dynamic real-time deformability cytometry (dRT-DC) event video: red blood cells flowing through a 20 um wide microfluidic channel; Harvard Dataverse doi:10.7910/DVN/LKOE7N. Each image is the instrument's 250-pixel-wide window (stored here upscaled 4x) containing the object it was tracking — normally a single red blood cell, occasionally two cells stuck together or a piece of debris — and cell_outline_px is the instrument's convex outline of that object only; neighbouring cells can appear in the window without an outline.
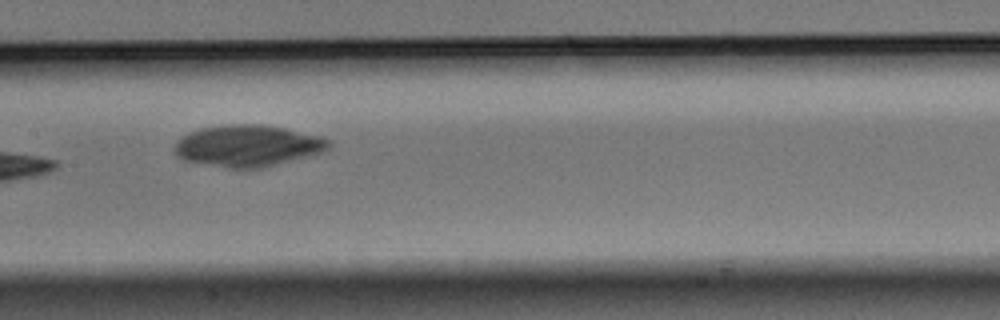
{"species": "Egyptian fruit bat (a non-hibernating species)", "species_latin": "Rousettus aegyptiacus", "temperature_condition": "warm", "stored_images_in_passage": 7, "camera_frame_rate_fps": 3000, "um_per_image_px": 0.085, "animal": {"sex": "male"}, "frame": {"image": 1, "passage_image": 4, "time_ms": 1.0, "image_size_px": [1000, 320], "cell_outline_px": [[332, 144], [324, 152], [260, 168], [228, 168], [188, 160], [180, 156], [176, 152], [176, 140], [180, 136], [188, 132], [200, 128], [224, 124], [264, 124], [284, 128], [320, 136], [328, 140]], "centroid_in_image_um": [21.08, 12.37], "position_along_channel_um": 186.3, "area_um2": 37.05}}
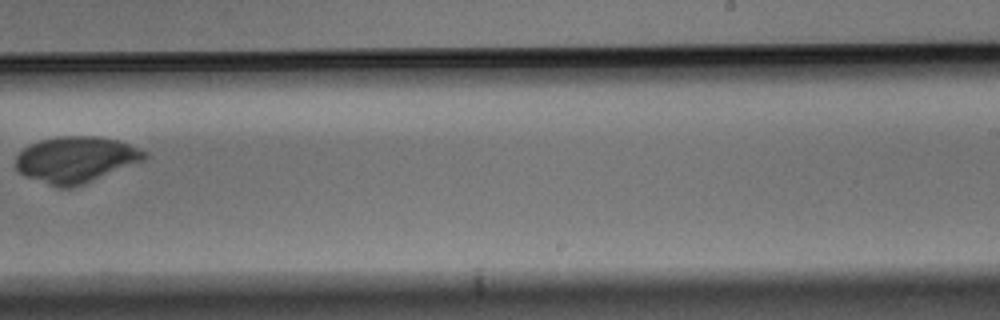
{"frame": {"image": 2, "passage_image": 6, "time_ms": 1.667, "image_size_px": [1000, 320], "cell_outline_px": [[148, 156], [144, 160], [84, 184], [72, 188], [56, 188], [24, 176], [16, 168], [16, 156], [28, 144], [40, 140], [56, 136], [100, 136], [120, 140], [148, 152]], "centroid_in_image_um": [6.44, 13.56], "position_along_channel_um": 282.6, "area_um2": 35.03}}
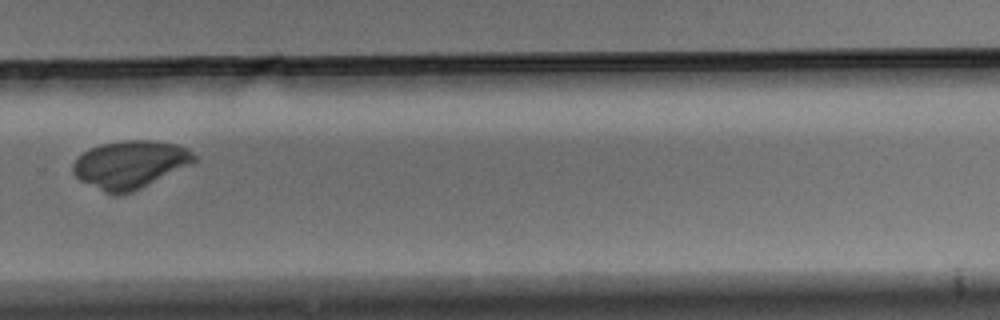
{"frame": {"image": 3, "passage_image": 7, "time_ms": 2.0, "image_size_px": [1000, 320], "cell_outline_px": [[196, 160], [192, 164], [132, 192], [116, 196], [112, 196], [80, 180], [72, 172], [72, 164], [88, 148], [100, 144], [124, 140], [156, 140], [176, 144], [188, 148], [196, 156]], "centroid_in_image_um": [11.06, 13.98], "position_along_channel_um": 318.7, "area_um2": 33.93}}